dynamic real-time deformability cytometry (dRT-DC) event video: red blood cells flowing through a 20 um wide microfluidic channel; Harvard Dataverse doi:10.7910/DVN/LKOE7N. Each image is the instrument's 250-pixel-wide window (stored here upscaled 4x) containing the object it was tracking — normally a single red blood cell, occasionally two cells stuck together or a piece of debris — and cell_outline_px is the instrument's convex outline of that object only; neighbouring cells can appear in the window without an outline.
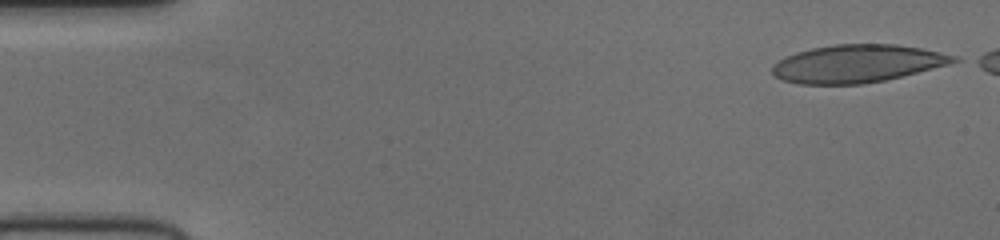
{"species": "human", "species_latin": "Homo sapiens", "temperature_condition": "cold", "stored_images_in_passage": 48, "camera_frame_rate_fps": 3000, "um_per_image_px": 0.085, "donor": {"sex": "female"}, "frame": {"image": 1, "passage_image": 1, "time_ms": 0.0, "image_size_px": [1000, 240], "cell_outline_px": [[960, 60], [948, 64], [884, 80], [864, 84], [800, 84], [784, 80], [776, 76], [772, 72], [772, 68], [780, 60], [796, 52], [812, 48], [832, 44], [896, 44], [920, 48], [956, 56]], "centroid_in_image_um": [72.85, 5.4], "position_along_channel_um": 12.2, "area_um2": 39.36}}
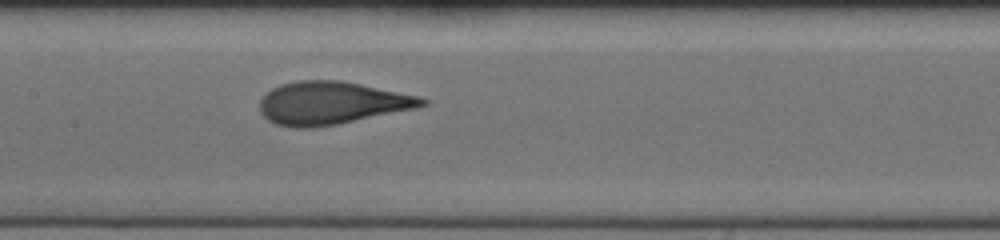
{"frame": {"image": 2, "passage_image": 24, "time_ms": 7.667, "image_size_px": [1000, 240], "cell_outline_px": [[428, 104], [416, 108], [336, 124], [312, 128], [292, 128], [276, 124], [268, 120], [260, 112], [260, 100], [272, 88], [280, 84], [296, 80], [340, 80], [420, 96], [428, 100]], "centroid_in_image_um": [28.16, 8.75], "position_along_channel_um": 179.2, "area_um2": 40.34}}
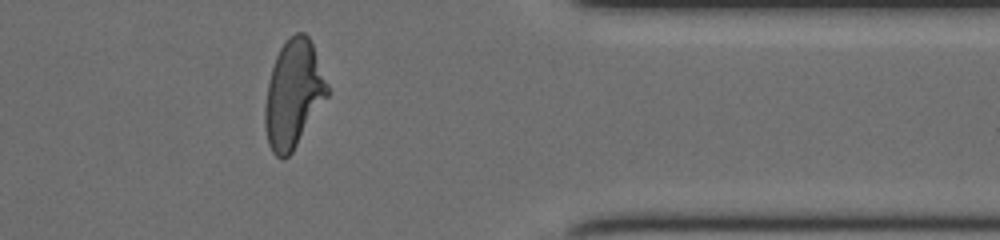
{"frame": {"image": 3, "passage_image": 41, "time_ms": 13.333, "image_size_px": [1000, 240], "cell_outline_px": [[328, 96], [292, 152], [284, 160], [280, 160], [272, 152], [268, 144], [264, 124], [264, 108], [268, 84], [272, 68], [276, 56], [280, 48], [288, 36], [296, 32], [304, 32], [308, 36], [312, 44], [328, 84]], "centroid_in_image_um": [24.92, 8.01], "position_along_channel_um": 386.5, "area_um2": 39.02}}